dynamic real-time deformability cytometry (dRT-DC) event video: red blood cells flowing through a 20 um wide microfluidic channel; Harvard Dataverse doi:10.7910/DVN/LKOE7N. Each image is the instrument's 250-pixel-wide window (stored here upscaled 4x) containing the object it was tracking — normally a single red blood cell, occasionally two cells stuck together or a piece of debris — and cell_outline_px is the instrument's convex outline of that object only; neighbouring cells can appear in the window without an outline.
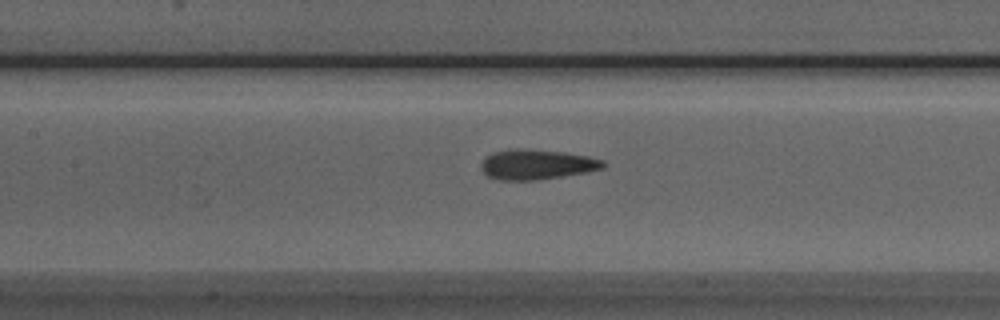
{"species": "Egyptian fruit bat (a non-hibernating species)", "species_latin": "Rousettus aegyptiacus", "temperature_condition": "room temperature", "stored_images_in_passage": 6, "camera_frame_rate_fps": 3000, "um_per_image_px": 0.085, "animal": {"sex": "male"}, "frame": {"image": 1, "passage_image": 5, "time_ms": 5.667, "image_size_px": [1000, 320], "cell_outline_px": [[608, 164], [604, 168], [584, 172], [536, 180], [500, 180], [488, 176], [480, 168], [480, 164], [484, 156], [492, 152], [516, 148], [520, 148], [564, 152], [588, 156], [604, 160]], "centroid_in_image_um": [45.6, 13.96], "position_along_channel_um": 161.8, "area_um2": 21.44}}